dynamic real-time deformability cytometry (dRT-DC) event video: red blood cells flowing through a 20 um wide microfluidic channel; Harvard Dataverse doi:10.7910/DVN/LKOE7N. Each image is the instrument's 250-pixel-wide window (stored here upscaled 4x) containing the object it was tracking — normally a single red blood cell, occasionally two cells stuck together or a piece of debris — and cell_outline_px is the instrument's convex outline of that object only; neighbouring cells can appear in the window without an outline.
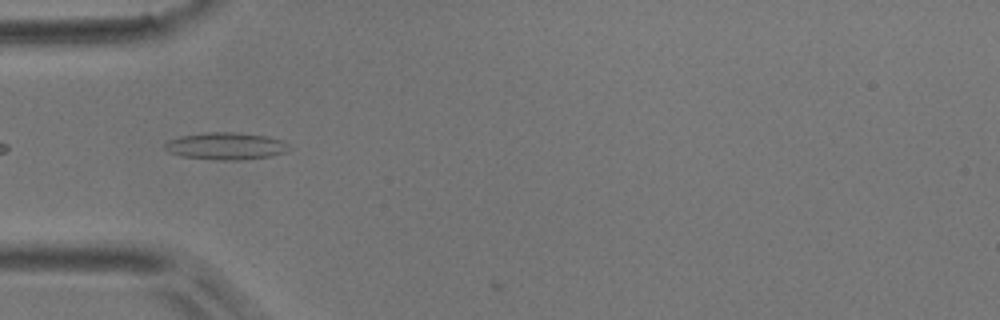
{"species": "common noctule bat (a hibernating species)", "species_latin": "Nyctalus noctula", "temperature_condition": "room temperature", "stored_images_in_passage": 4, "camera_frame_rate_fps": 3000, "um_per_image_px": 0.085, "animal": {"sex": "male", "body_mass_g": 17.9}, "frame": {"image": 1, "passage_image": 4, "time_ms": 3.333, "image_size_px": [1000, 320], "cell_outline_px": [[292, 148], [288, 152], [272, 156], [240, 160], [216, 160], [180, 156], [168, 152], [164, 148], [164, 144], [168, 140], [180, 136], [208, 132], [236, 132], [268, 136], [284, 140]], "centroid_in_image_um": [19.24, 12.42], "position_along_channel_um": 65.8, "area_um2": 20.06}}